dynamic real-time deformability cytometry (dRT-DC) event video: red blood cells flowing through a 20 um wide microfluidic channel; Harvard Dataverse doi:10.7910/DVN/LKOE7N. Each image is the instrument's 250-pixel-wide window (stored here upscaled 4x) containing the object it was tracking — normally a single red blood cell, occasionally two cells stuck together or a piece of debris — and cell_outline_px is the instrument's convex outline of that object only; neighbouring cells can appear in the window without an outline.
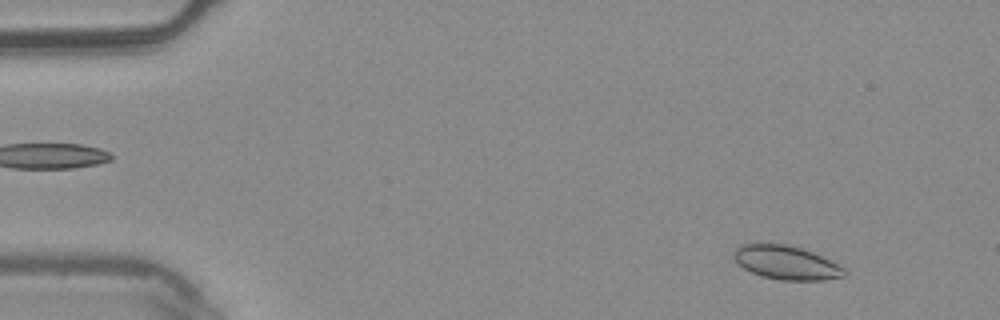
{"species": "common noctule bat (a hibernating species)", "species_latin": "Nyctalus noctula", "temperature_condition": "warm", "stored_images_in_passage": 4, "segment_of_instrument_passage": [2, 2], "camera_frame_rate_fps": 3000, "um_per_image_px": 0.085, "animal": {"sex": "male", "body_mass_g": 20.4}, "frame": {"image": 1, "passage_image": 4, "time_ms": 1.0, "image_size_px": [1000, 320], "cell_outline_px": [[848, 276], [824, 280], [780, 280], [760, 276], [744, 268], [732, 256], [732, 252], [740, 244], [788, 244], [804, 248], [824, 256], [844, 268], [848, 272]], "centroid_in_image_um": [66.88, 22.32], "position_along_channel_um": 18.1, "area_um2": 22.08}}